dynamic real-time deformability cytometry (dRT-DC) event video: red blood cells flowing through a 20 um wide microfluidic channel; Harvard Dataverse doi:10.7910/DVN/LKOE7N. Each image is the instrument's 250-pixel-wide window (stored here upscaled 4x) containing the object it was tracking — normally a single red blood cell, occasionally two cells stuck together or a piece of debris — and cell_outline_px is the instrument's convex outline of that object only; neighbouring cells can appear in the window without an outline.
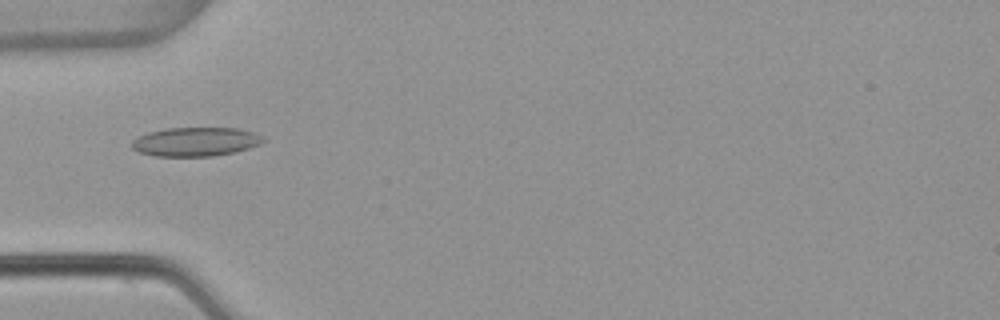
{"species": "common noctule bat (a hibernating species)", "species_latin": "Nyctalus noctula", "temperature_condition": "warm", "stored_images_in_passage": 53, "camera_frame_rate_fps": 3000, "um_per_image_px": 0.085, "animal": {"sex": "female", "body_mass_g": 22.7, "forearm_length_mm": 54.2}, "frame": {"image": 1, "passage_image": 17, "time_ms": 5.333, "image_size_px": [1000, 320], "cell_outline_px": [[264, 140], [260, 144], [236, 152], [212, 156], [156, 156], [140, 152], [132, 148], [132, 140], [136, 136], [148, 132], [168, 128], [236, 128], [252, 132], [260, 136]], "centroid_in_image_um": [16.58, 12.05], "position_along_channel_um": 68.4, "area_um2": 22.02}}
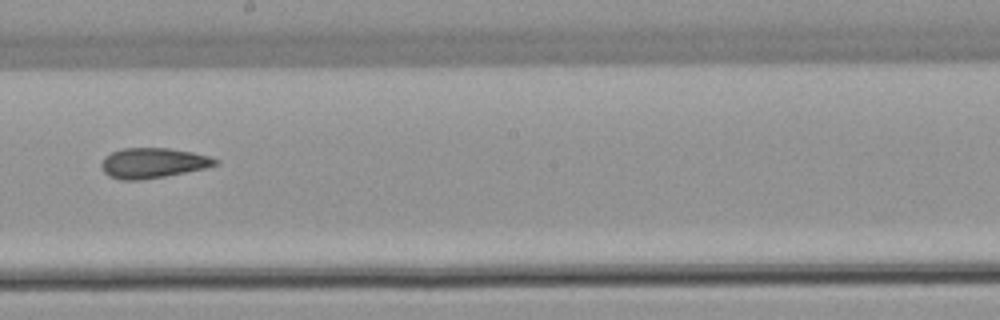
{"frame": {"image": 2, "passage_image": 30, "time_ms": 9.667, "image_size_px": [1000, 320], "cell_outline_px": [[220, 164], [204, 168], [164, 176], [140, 180], [120, 180], [108, 176], [100, 168], [100, 164], [104, 156], [120, 148], [168, 148], [192, 152], [208, 156], [220, 160]], "centroid_in_image_um": [12.96, 13.85], "position_along_channel_um": 235.2, "area_um2": 20.11}}
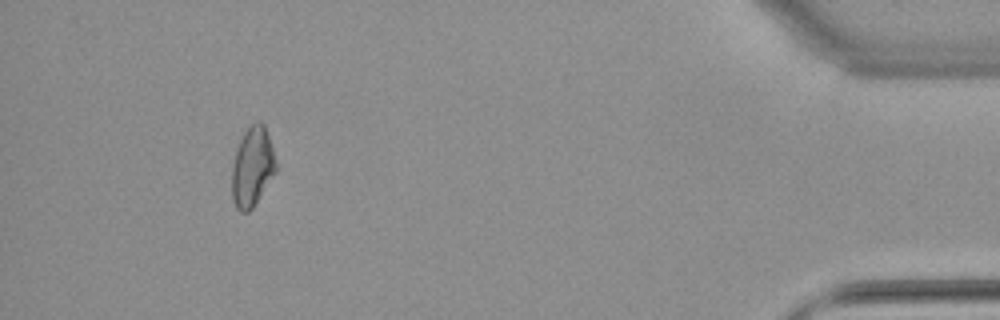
{"frame": {"image": 3, "passage_image": 49, "time_ms": 16.0, "image_size_px": [1000, 320], "cell_outline_px": [[276, 172], [252, 208], [248, 212], [240, 212], [236, 208], [232, 200], [232, 168], [236, 148], [248, 124], [256, 120], [260, 120], [264, 124], [272, 148], [276, 164]], "centroid_in_image_um": [21.43, 14.16], "position_along_channel_um": 413.8, "area_um2": 20.46}, "authors_computed_cell_mechanics": {"area_um2": 20.4612, "velocity_mm_per_s": 3.8456, "shape_relaxation_time_tau1_ms": null, "shape_relaxation_time_tau2_ms": 2.9378, "deformation_change_tau1": null, "deformation_change_tau2": 0.0983}}